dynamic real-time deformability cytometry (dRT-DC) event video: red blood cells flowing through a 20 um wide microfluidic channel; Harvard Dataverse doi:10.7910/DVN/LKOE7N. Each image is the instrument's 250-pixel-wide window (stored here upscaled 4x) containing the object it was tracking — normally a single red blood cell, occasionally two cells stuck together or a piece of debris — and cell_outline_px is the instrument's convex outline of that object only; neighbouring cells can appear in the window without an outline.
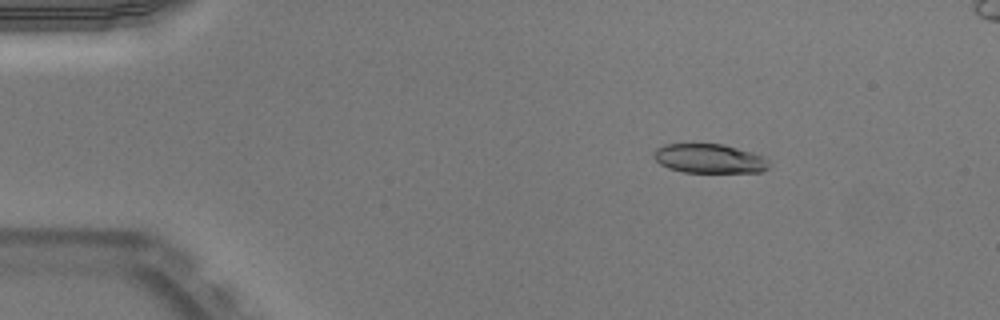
{"species": "Egyptian fruit bat (a non-hibernating species)", "species_latin": "Rousettus aegyptiacus", "temperature_condition": "warm", "stored_images_in_passage": 50, "camera_frame_rate_fps": 3000, "um_per_image_px": 0.085, "animal": {"sex": "male"}, "frame": {"image": 1, "passage_image": 7, "time_ms": 2.0, "image_size_px": [1000, 320], "cell_outline_px": [[772, 164], [768, 168], [760, 172], [684, 172], [668, 168], [660, 164], [652, 156], [652, 152], [656, 148], [664, 144], [724, 144], [752, 152], [760, 156]], "centroid_in_image_um": [60.26, 13.47], "position_along_channel_um": 24.7, "area_um2": 19.65}}
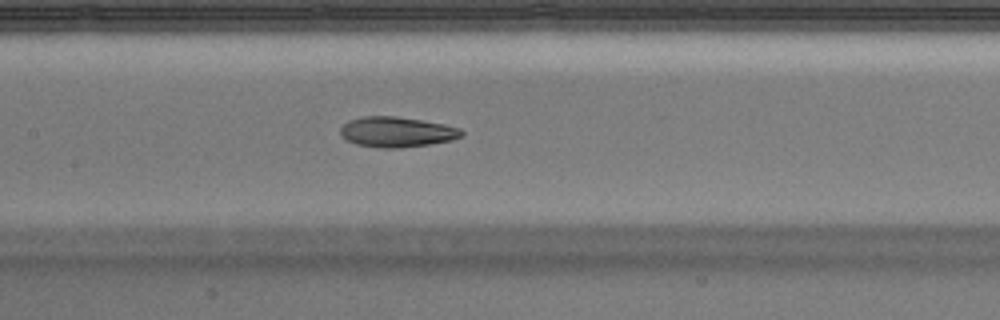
{"frame": {"image": 2, "passage_image": 24, "time_ms": 7.667, "image_size_px": [1000, 320], "cell_outline_px": [[464, 136], [452, 140], [428, 144], [400, 148], [380, 148], [356, 144], [340, 136], [340, 128], [348, 120], [364, 116], [396, 116], [444, 124], [460, 128], [464, 132]], "centroid_in_image_um": [33.72, 11.22], "position_along_channel_um": 173.7, "area_um2": 21.44}}
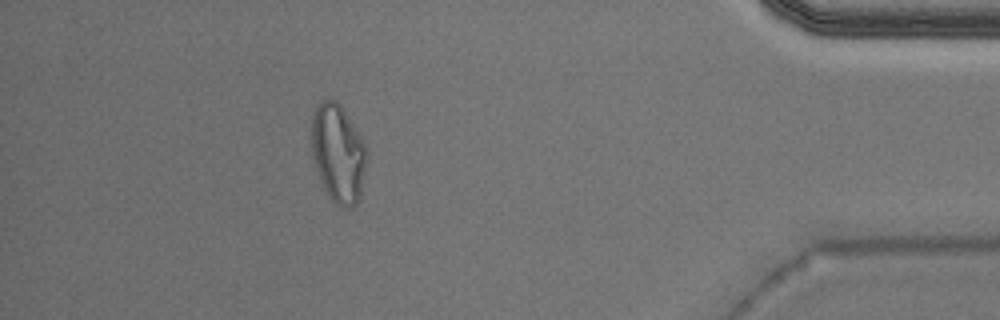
{"frame": {"image": 3, "passage_image": 45, "time_ms": 14.667, "image_size_px": [1000, 320], "cell_outline_px": [[368, 156], [360, 192], [356, 204], [352, 208], [340, 208], [328, 196], [320, 180], [316, 168], [312, 152], [312, 112], [320, 100], [328, 96], [336, 100], [340, 104], [360, 136], [364, 144]], "centroid_in_image_um": [28.72, 13.01], "position_along_channel_um": 406.5, "area_um2": 31.67}, "authors_computed_cell_mechanics": {"area_um2": 21.2993, "velocity_mm_per_s": 3.975, "shape_relaxation_time_tau1_ms": 9.1496, "shape_relaxation_time_tau2_ms": 1.738, "deformation_change_tau1": 0.2914, "deformation_change_tau2": 0.0837}}